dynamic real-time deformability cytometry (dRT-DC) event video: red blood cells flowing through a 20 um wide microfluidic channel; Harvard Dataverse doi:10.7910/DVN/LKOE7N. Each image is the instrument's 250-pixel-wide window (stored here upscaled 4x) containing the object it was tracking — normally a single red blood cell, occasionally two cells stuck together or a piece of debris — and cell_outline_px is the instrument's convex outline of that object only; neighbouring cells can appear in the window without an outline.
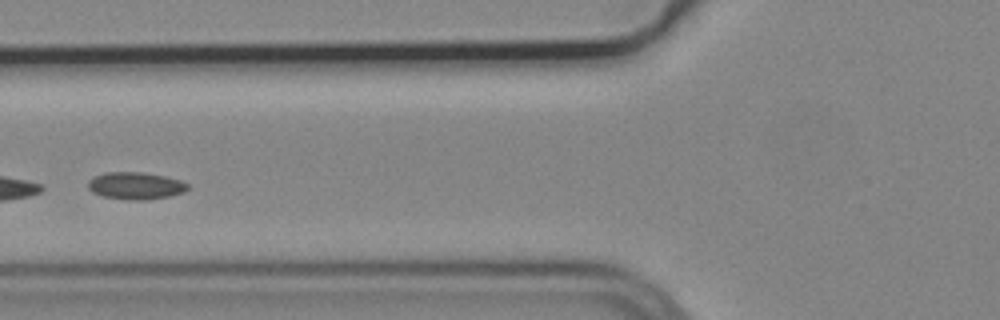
{"species": "common noctule bat (a hibernating species)", "species_latin": "Nyctalus noctula", "temperature_condition": "cold", "stored_images_in_passage": 6, "segment_of_instrument_passage": [2, 2], "camera_frame_rate_fps": 3000, "um_per_image_px": 0.085, "animal": {"sex": "male", "body_mass_g": 19.2, "forearm_length_mm": 51.8}, "frame": {"image": 1, "passage_image": 4, "time_ms": 1.0, "image_size_px": [1000, 320], "cell_outline_px": [[188, 188], [184, 192], [168, 196], [148, 200], [128, 200], [104, 196], [92, 192], [88, 188], [88, 180], [92, 176], [104, 172], [140, 172], [164, 176], [180, 180], [188, 184]], "centroid_in_image_um": [11.49, 15.78], "position_along_channel_um": 114.3, "area_um2": 15.84}}
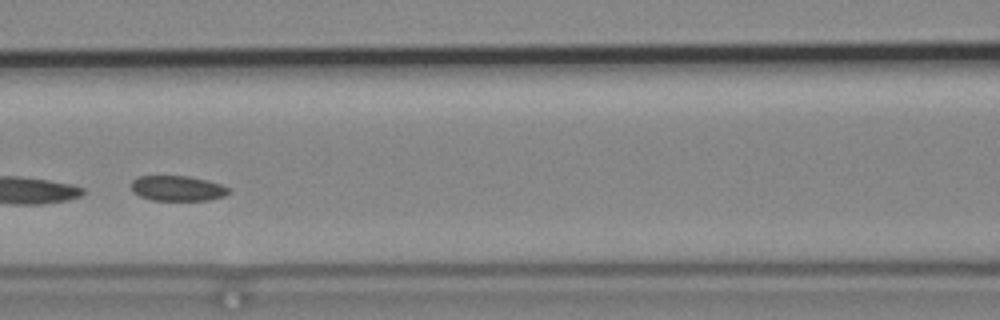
{"frame": {"image": 2, "passage_image": 5, "time_ms": 1.333, "image_size_px": [1000, 320], "cell_outline_px": [[232, 192], [224, 196], [208, 200], [152, 200], [140, 196], [132, 192], [132, 180], [136, 176], [188, 176], [220, 184], [232, 188]], "centroid_in_image_um": [15.1, 16.01], "position_along_channel_um": 151.5, "area_um2": 14.39}}
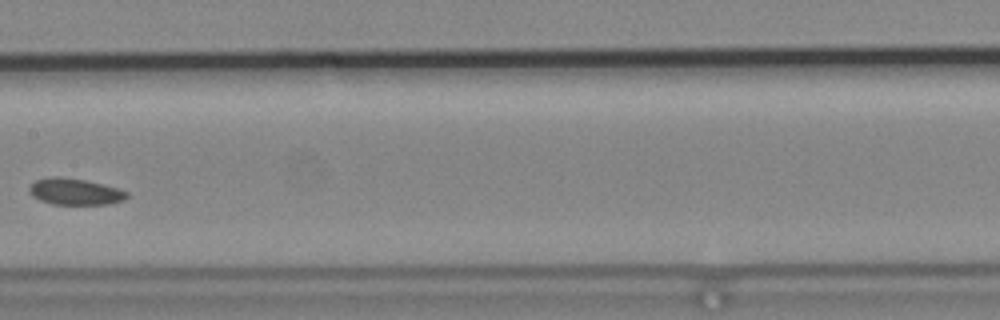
{"frame": {"image": 3, "passage_image": 6, "time_ms": 1.667, "image_size_px": [1000, 320], "cell_outline_px": [[128, 196], [124, 200], [108, 204], [52, 204], [40, 200], [32, 196], [28, 192], [28, 188], [36, 180], [52, 176], [60, 176], [84, 180], [104, 184], [128, 192]], "centroid_in_image_um": [6.35, 16.29], "position_along_channel_um": 201.0, "area_um2": 15.03}}